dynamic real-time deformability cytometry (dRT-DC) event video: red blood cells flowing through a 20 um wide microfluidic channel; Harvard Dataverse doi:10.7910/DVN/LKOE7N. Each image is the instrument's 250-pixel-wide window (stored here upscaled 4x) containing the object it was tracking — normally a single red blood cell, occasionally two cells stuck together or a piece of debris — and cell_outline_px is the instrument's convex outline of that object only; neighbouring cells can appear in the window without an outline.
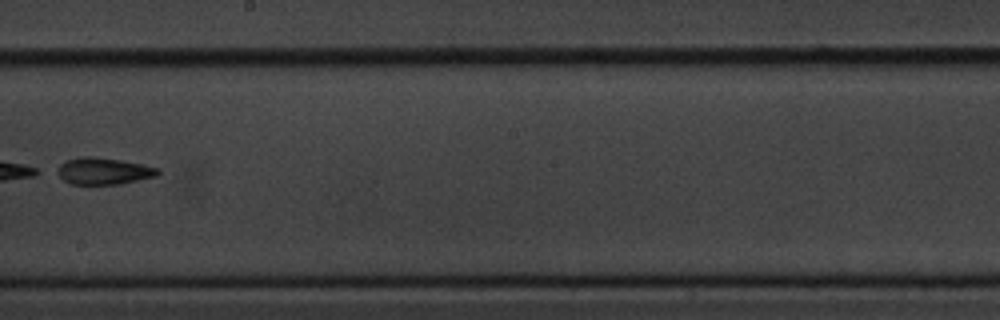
{"species": "common noctule bat (a hibernating species)", "species_latin": "Nyctalus noctula", "temperature_condition": "cold", "stored_images_in_passage": 7, "camera_frame_rate_fps": 3000, "um_per_image_px": 0.085, "animal": {"sex": "male", "body_mass_g": 20.1, "forearm_length_mm": 53.5}, "frame": {"image": 1, "passage_image": 5, "time_ms": 5.0, "image_size_px": [1000, 320], "cell_outline_px": [[160, 172], [156, 176], [120, 184], [68, 184], [52, 172], [52, 168], [68, 160], [84, 156], [92, 156], [120, 160], [144, 164], [160, 168]], "centroid_in_image_um": [8.73, 14.54], "position_along_channel_um": 239.5, "area_um2": 16.07}}
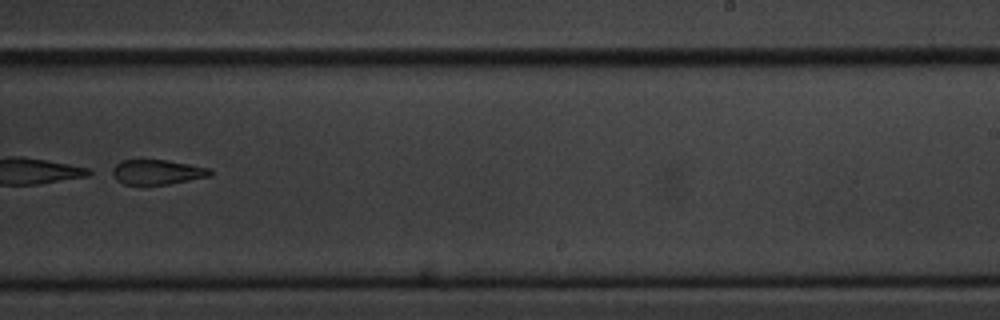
{"frame": {"image": 2, "passage_image": 6, "time_ms": 6.0, "image_size_px": [1000, 320], "cell_outline_px": [[212, 176], [168, 184], [124, 184], [116, 180], [104, 172], [120, 160], [164, 160], [212, 168]], "centroid_in_image_um": [13.25, 14.62], "position_along_channel_um": 275.7, "area_um2": 14.57}}
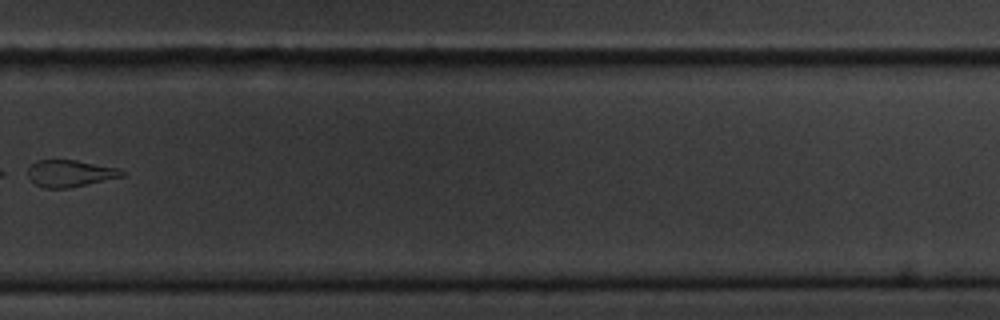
{"frame": {"image": 3, "passage_image": 7, "time_ms": 7.333, "image_size_px": [1000, 320], "cell_outline_px": [[124, 176], [68, 188], [44, 188], [36, 184], [28, 176], [28, 168], [36, 160], [76, 160], [116, 168], [124, 172]], "centroid_in_image_um": [5.92, 14.74], "position_along_channel_um": 323.9, "area_um2": 14.45}}